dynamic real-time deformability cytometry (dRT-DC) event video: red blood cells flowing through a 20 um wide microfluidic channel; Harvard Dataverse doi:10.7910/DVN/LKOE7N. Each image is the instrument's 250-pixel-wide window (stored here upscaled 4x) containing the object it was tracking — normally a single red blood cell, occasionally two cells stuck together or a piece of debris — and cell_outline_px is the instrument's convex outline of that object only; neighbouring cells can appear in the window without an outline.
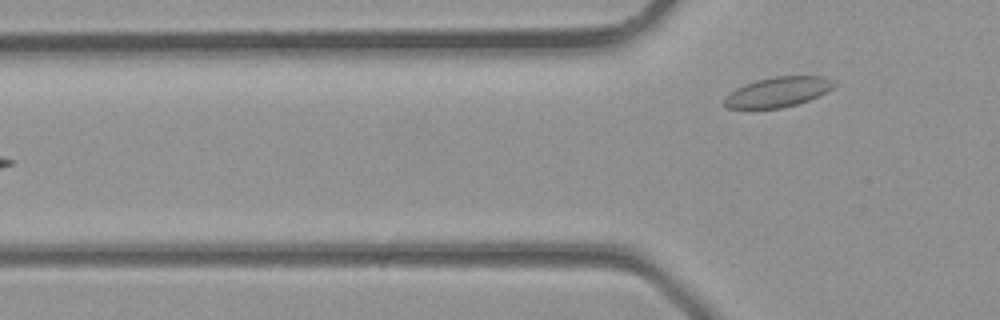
{"species": "common noctule bat (a hibernating species)", "species_latin": "Nyctalus noctula", "temperature_condition": "room temperature", "stored_images_in_passage": 5, "camera_frame_rate_fps": 3000, "um_per_image_px": 0.085, "animal": {"sex": "male", "body_mass_g": 23.1, "forearm_length_mm": 52.7}, "frame": {"image": 1, "passage_image": 5, "time_ms": 1.333, "image_size_px": [1000, 320], "cell_outline_px": [[836, 84], [832, 88], [808, 100], [796, 104], [780, 108], [728, 108], [724, 104], [724, 96], [736, 88], [744, 84], [756, 80], [772, 76], [824, 76], [836, 80]], "centroid_in_image_um": [66.11, 7.8], "position_along_channel_um": 59.7, "area_um2": 19.13}}